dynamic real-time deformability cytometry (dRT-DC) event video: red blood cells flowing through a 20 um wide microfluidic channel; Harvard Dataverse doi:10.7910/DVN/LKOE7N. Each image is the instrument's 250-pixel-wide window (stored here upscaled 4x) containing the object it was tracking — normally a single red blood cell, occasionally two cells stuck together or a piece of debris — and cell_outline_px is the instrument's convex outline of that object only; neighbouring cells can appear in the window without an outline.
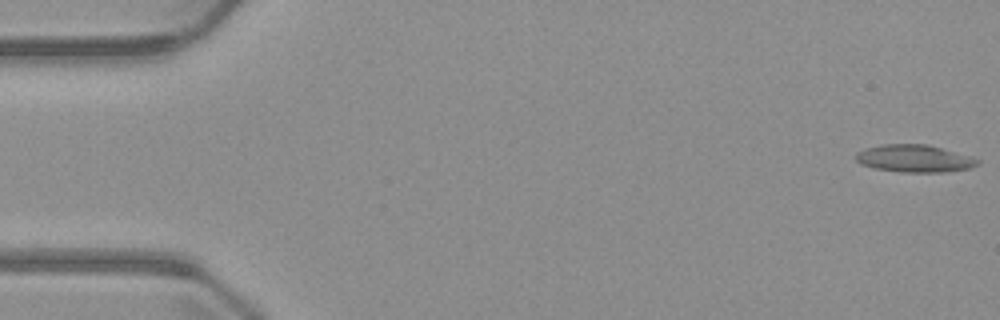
{"species": "common noctule bat (a hibernating species)", "species_latin": "Nyctalus noctula", "temperature_condition": "warm", "stored_images_in_passage": 5, "camera_frame_rate_fps": 3000, "um_per_image_px": 0.085, "animal": {"sex": "male", "body_mass_g": 23.1, "forearm_length_mm": 52.7}, "frame": {"image": 1, "passage_image": 1, "time_ms": 0.0, "image_size_px": [1000, 320], "cell_outline_px": [[980, 164], [968, 168], [944, 172], [904, 172], [876, 168], [860, 164], [856, 160], [856, 152], [868, 148], [884, 144], [928, 144], [968, 156], [980, 160]], "centroid_in_image_um": [77.72, 13.47], "position_along_channel_um": 7.3, "area_um2": 19.13}}
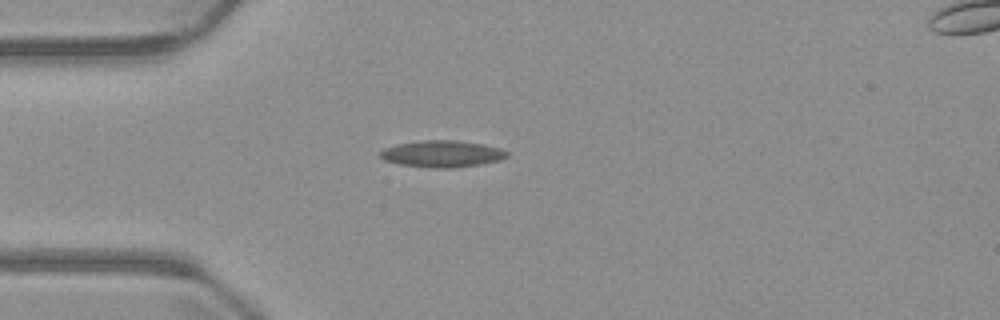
{"frame": {"image": 2, "passage_image": 4, "time_ms": 4.333, "image_size_px": [1000, 320], "cell_outline_px": [[508, 156], [500, 160], [480, 164], [452, 168], [428, 168], [400, 164], [384, 160], [380, 156], [380, 152], [384, 148], [400, 144], [420, 140], [456, 140], [480, 144], [500, 148], [508, 152]], "centroid_in_image_um": [37.58, 13.08], "position_along_channel_um": 47.4, "area_um2": 19.59}}